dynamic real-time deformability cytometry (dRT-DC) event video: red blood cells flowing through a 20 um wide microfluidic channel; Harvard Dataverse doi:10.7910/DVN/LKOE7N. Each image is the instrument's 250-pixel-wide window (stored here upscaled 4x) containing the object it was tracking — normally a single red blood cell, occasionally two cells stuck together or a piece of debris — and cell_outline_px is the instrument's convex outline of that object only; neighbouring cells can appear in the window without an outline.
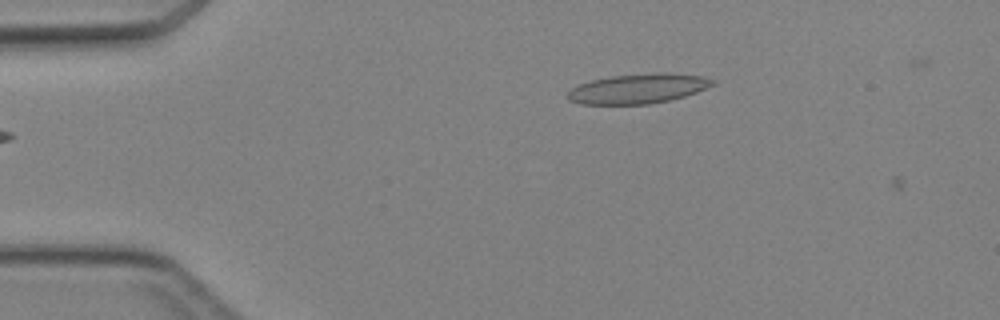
{"species": "Egyptian fruit bat (a non-hibernating species)", "species_latin": "Rousettus aegyptiacus", "temperature_condition": "cold", "stored_images_in_passage": 4, "camera_frame_rate_fps": 3000, "um_per_image_px": 0.085, "animal": {"sex": "female"}, "frame": {"image": 1, "passage_image": 3, "time_ms": 0.667, "image_size_px": [1000, 320], "cell_outline_px": [[716, 84], [696, 92], [684, 96], [668, 100], [648, 104], [580, 104], [568, 100], [568, 92], [572, 88], [580, 84], [592, 80], [612, 76], [664, 72], [668, 72], [700, 76], [716, 80]], "centroid_in_image_um": [54.25, 7.53], "position_along_channel_um": 30.7, "area_um2": 24.91}}